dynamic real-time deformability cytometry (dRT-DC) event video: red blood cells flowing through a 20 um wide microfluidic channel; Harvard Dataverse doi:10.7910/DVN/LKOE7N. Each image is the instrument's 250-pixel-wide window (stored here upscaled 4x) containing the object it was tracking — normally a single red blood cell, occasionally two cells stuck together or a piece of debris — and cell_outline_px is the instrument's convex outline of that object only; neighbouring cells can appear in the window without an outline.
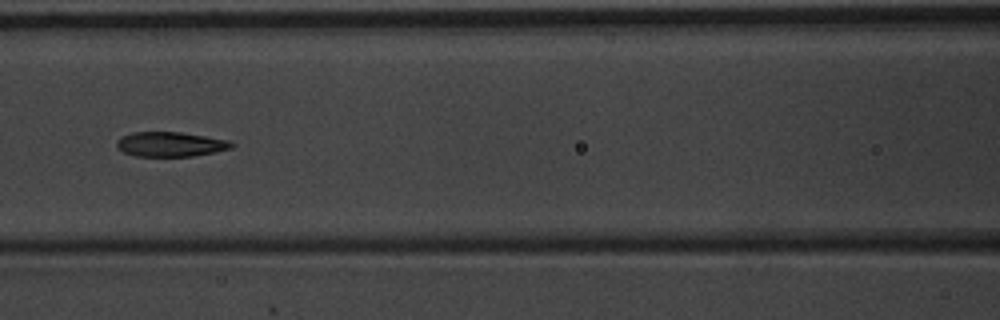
{"species": "common noctule bat (a hibernating species)", "species_latin": "Nyctalus noctula", "temperature_condition": "warm", "stored_images_in_passage": 9, "camera_frame_rate_fps": 3000, "um_per_image_px": 0.085, "animal": {"sex": "male", "body_mass_g": 20.1, "forearm_length_mm": 53.5}, "frame": {"image": 1, "passage_image": 8, "time_ms": 2.333, "image_size_px": [1000, 320], "cell_outline_px": [[236, 144], [232, 148], [216, 152], [192, 156], [136, 156], [124, 152], [116, 148], [116, 140], [120, 136], [132, 132], [180, 132], [228, 140]], "centroid_in_image_um": [14.46, 12.26], "position_along_channel_um": 152.1, "area_um2": 16.65}}
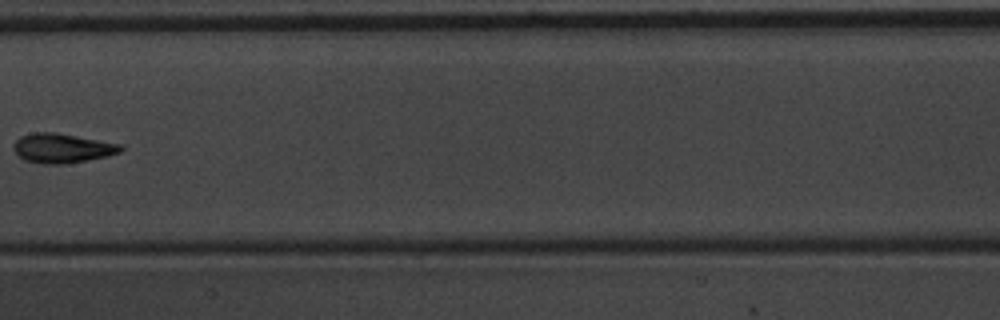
{"frame": {"image": 2, "passage_image": 9, "time_ms": 2.667, "image_size_px": [1000, 320], "cell_outline_px": [[124, 148], [120, 152], [108, 156], [88, 160], [64, 164], [40, 164], [24, 160], [12, 148], [16, 140], [20, 136], [32, 132], [56, 132], [124, 144]], "centroid_in_image_um": [5.31, 12.59], "position_along_channel_um": 202.1, "area_um2": 18.67}}